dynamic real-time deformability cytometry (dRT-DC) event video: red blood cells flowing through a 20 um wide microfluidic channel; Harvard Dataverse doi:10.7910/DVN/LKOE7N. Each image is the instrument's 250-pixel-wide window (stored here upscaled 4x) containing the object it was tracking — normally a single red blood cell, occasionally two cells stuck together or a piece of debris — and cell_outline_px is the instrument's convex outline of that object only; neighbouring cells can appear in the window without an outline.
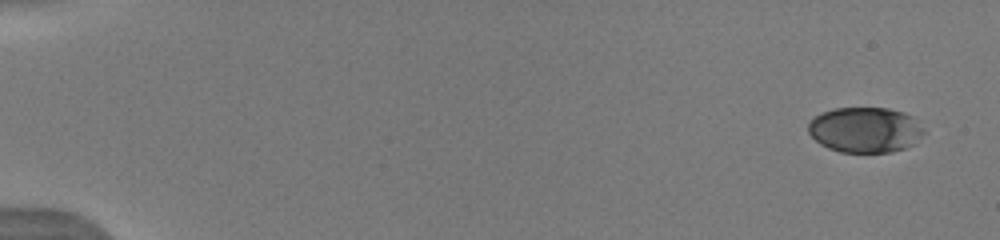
{"species": "human", "species_latin": "Homo sapiens", "temperature_condition": "warm", "stored_images_in_passage": 7, "camera_frame_rate_fps": 3000, "um_per_image_px": 0.085, "donor": {"sex": "male"}, "frame": {"image": 1, "passage_image": 1, "time_ms": 0.0, "image_size_px": [1000, 240], "cell_outline_px": [[928, 132], [912, 144], [904, 148], [892, 152], [840, 152], [828, 148], [820, 144], [808, 132], [808, 120], [820, 112], [832, 108], [888, 108], [904, 112], [912, 116]], "centroid_in_image_um": [73.53, 11.02], "position_along_channel_um": 11.5, "area_um2": 30.98}}
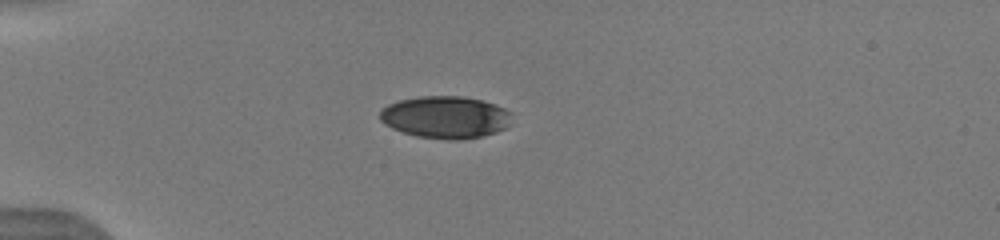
{"frame": {"image": 2, "passage_image": 5, "time_ms": 4.333, "image_size_px": [1000, 240], "cell_outline_px": [[512, 112], [508, 124], [504, 128], [496, 132], [480, 136], [460, 140], [452, 140], [416, 136], [392, 128], [384, 124], [380, 120], [380, 112], [388, 104], [400, 100], [420, 96], [464, 96], [484, 100], [496, 104]], "centroid_in_image_um": [37.87, 9.95], "position_along_channel_um": 47.1, "area_um2": 32.43}}